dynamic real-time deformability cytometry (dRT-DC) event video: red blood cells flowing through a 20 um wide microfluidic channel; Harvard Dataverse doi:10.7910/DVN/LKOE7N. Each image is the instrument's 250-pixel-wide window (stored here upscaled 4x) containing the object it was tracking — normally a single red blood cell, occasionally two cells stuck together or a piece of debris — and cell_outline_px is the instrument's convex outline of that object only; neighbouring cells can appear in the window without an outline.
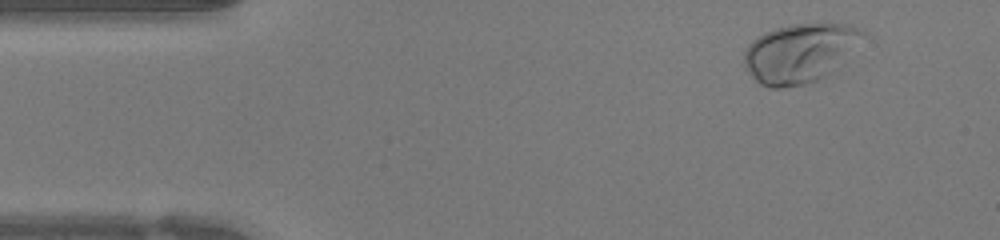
{"species": "human", "species_latin": "Homo sapiens", "temperature_condition": "warm", "stored_images_in_passage": 38, "camera_frame_rate_fps": 3000, "um_per_image_px": 0.085, "donor": {"sex": "female"}, "frame": {"image": 1, "passage_image": 1, "time_ms": 0.0, "image_size_px": [1000, 240], "cell_outline_px": [[832, 28], [792, 84], [764, 84], [756, 76], [748, 64], [748, 52], [764, 36], [776, 32], [792, 28]], "centroid_in_image_um": [66.71, 4.6], "position_along_channel_um": 18.3, "area_um2": 22.25}}
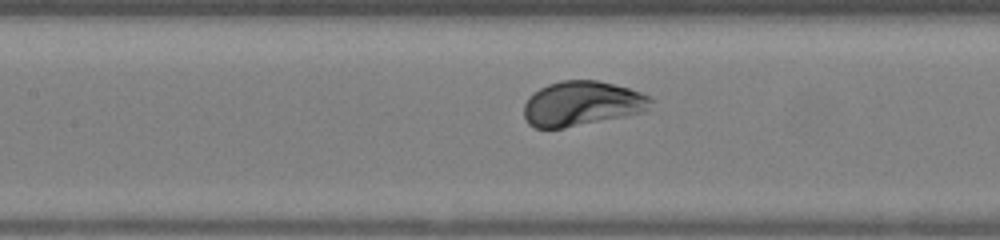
{"frame": {"image": 2, "passage_image": 15, "time_ms": 4.667, "image_size_px": [1000, 240], "cell_outline_px": [[648, 100], [604, 116], [560, 128], [536, 128], [524, 116], [524, 108], [528, 100], [536, 92], [552, 84], [568, 80], [592, 80], [628, 88], [644, 96]], "centroid_in_image_um": [49.08, 8.74], "position_along_channel_um": 158.3, "area_um2": 28.5}}
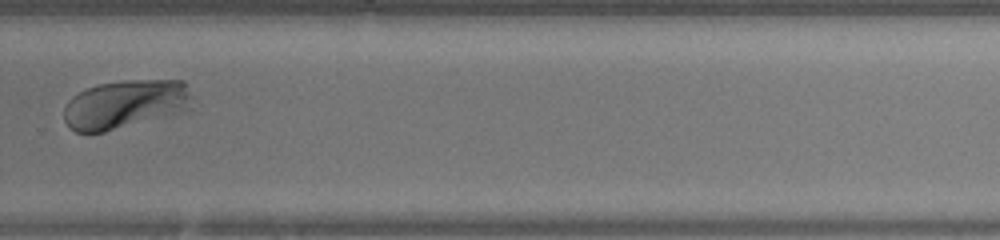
{"frame": {"image": 3, "passage_image": 25, "time_ms": 8.0, "image_size_px": [1000, 240], "cell_outline_px": [[184, 84], [176, 92], [124, 120], [100, 132], [76, 132], [68, 124], [76, 96], [80, 92], [88, 88], [104, 84], [156, 80], [180, 80]], "centroid_in_image_um": [9.94, 8.75], "position_along_channel_um": 319.9, "area_um2": 25.78}}